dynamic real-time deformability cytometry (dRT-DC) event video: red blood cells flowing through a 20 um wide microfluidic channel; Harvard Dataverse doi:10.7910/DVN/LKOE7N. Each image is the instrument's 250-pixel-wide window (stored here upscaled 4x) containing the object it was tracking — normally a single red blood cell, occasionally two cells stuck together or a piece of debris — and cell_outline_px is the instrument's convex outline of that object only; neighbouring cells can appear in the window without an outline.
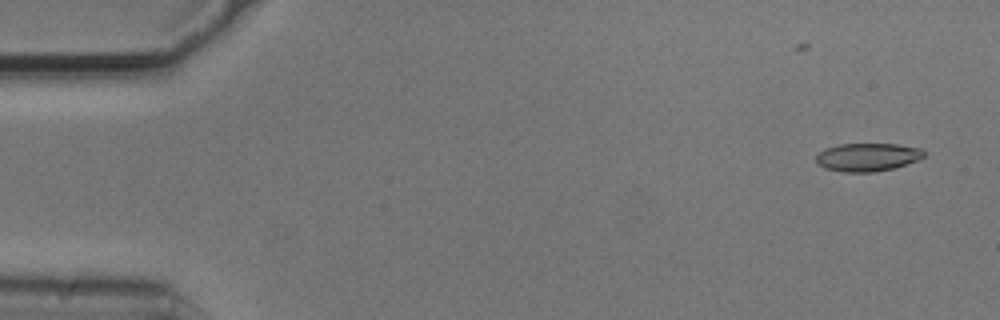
{"species": "common noctule bat (a hibernating species)", "species_latin": "Nyctalus noctula", "temperature_condition": "cold", "stored_images_in_passage": 3, "camera_frame_rate_fps": 3000, "um_per_image_px": 0.085, "animal": {"sex": "male", "body_mass_g": 20.5, "forearm_length_mm": 52.5}, "frame": {"image": 1, "passage_image": 2, "time_ms": 0.333, "image_size_px": [1000, 320], "cell_outline_px": [[924, 156], [916, 160], [892, 168], [872, 172], [844, 172], [824, 168], [816, 160], [816, 156], [824, 148], [840, 144], [896, 144], [920, 148], [924, 152]], "centroid_in_image_um": [73.7, 13.35], "position_along_channel_um": 11.3, "area_um2": 17.4}}
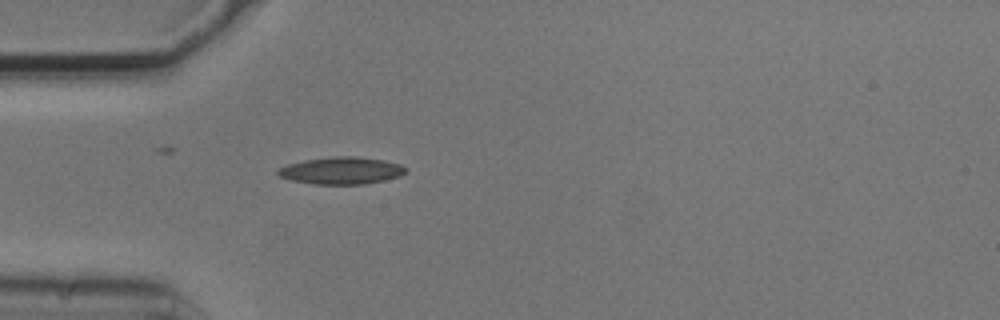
{"frame": {"image": 2, "passage_image": 3, "time_ms": 0.667, "image_size_px": [1000, 320], "cell_outline_px": [[408, 168], [400, 176], [384, 180], [364, 184], [312, 184], [292, 180], [280, 176], [276, 172], [280, 168], [288, 164], [304, 160], [332, 156], [356, 156], [384, 160], [400, 164]], "centroid_in_image_um": [29.03, 14.49], "position_along_channel_um": 56.0, "area_um2": 20.17}}